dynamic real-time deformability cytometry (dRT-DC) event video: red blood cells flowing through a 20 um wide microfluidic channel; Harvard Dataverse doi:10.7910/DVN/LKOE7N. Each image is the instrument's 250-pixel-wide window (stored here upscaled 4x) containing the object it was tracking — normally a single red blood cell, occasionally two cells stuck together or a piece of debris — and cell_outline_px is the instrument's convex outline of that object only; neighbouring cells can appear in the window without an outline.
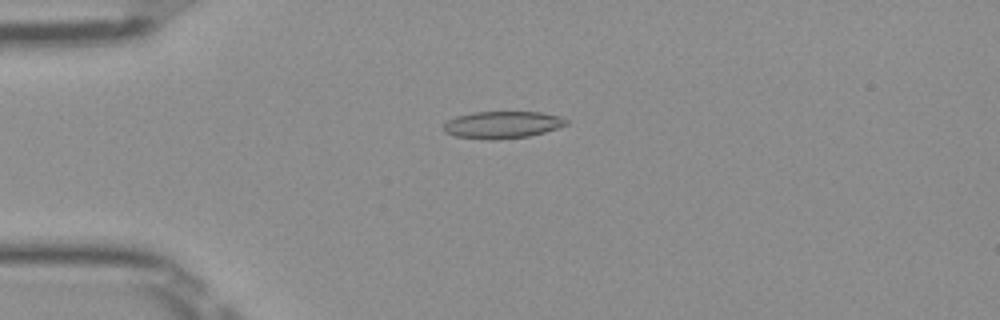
{"species": "Egyptian fruit bat (a non-hibernating species)", "species_latin": "Rousettus aegyptiacus", "temperature_condition": "room temperature", "stored_images_in_passage": 51, "camera_frame_rate_fps": 3000, "um_per_image_px": 0.085, "frame": {"image": 1, "passage_image": 13, "time_ms": 4.0, "image_size_px": [1000, 320], "cell_outline_px": [[568, 124], [544, 132], [528, 136], [496, 140], [488, 140], [456, 136], [444, 132], [444, 124], [448, 120], [456, 116], [472, 112], [540, 112], [560, 116], [568, 120]], "centroid_in_image_um": [42.69, 10.6], "position_along_channel_um": 42.3, "area_um2": 19.36}}
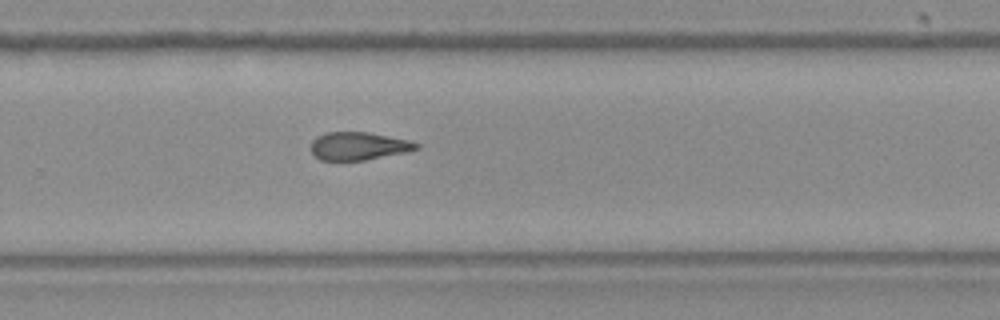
{"frame": {"image": 2, "passage_image": 34, "time_ms": 11.0, "image_size_px": [1000, 320], "cell_outline_px": [[420, 148], [404, 152], [364, 160], [320, 160], [312, 152], [312, 140], [316, 136], [328, 132], [368, 132], [408, 140], [420, 144]], "centroid_in_image_um": [30.47, 12.4], "position_along_channel_um": 299.3, "area_um2": 16.94}}
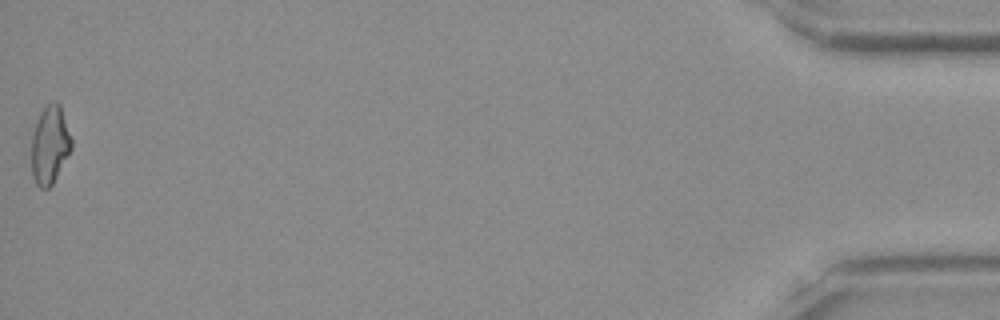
{"frame": {"image": 3, "passage_image": 51, "time_ms": 16.667, "image_size_px": [1000, 320], "cell_outline_px": [[72, 148], [52, 184], [48, 188], [40, 188], [36, 184], [32, 176], [32, 136], [40, 112], [52, 100], [56, 100], [60, 104], [72, 140]], "centroid_in_image_um": [4.24, 12.3], "position_along_channel_um": 431.0, "area_um2": 18.03}, "authors_computed_cell_mechanics": {"area_um2": 18.3226, "velocity_mm_per_s": 4.0193, "shape_relaxation_time_tau1_ms": null, "shape_relaxation_time_tau2_ms": 3.3087, "deformation_change_tau1": null, "deformation_change_tau2": 0.1233}}